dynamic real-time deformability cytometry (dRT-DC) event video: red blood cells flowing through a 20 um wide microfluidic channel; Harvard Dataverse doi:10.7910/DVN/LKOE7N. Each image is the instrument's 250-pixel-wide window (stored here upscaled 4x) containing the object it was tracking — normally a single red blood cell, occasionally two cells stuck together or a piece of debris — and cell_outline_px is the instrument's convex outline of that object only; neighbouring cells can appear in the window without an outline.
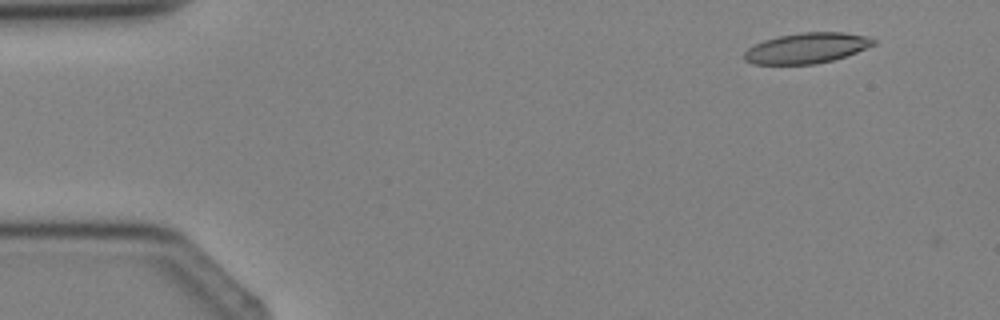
{"species": "Egyptian fruit bat (a non-hibernating species)", "species_latin": "Rousettus aegyptiacus", "temperature_condition": "cold", "stored_images_in_passage": 5, "camera_frame_rate_fps": 3000, "um_per_image_px": 0.085, "animal": {"sex": "female"}, "frame": {"image": 1, "passage_image": 2, "time_ms": 1.0, "image_size_px": [1000, 320], "cell_outline_px": [[876, 44], [856, 52], [832, 60], [816, 64], [752, 64], [744, 60], [744, 52], [748, 48], [764, 40], [776, 36], [800, 32], [844, 32], [868, 36], [876, 40]], "centroid_in_image_um": [68.56, 4.08], "position_along_channel_um": 16.4, "area_um2": 23.0}}